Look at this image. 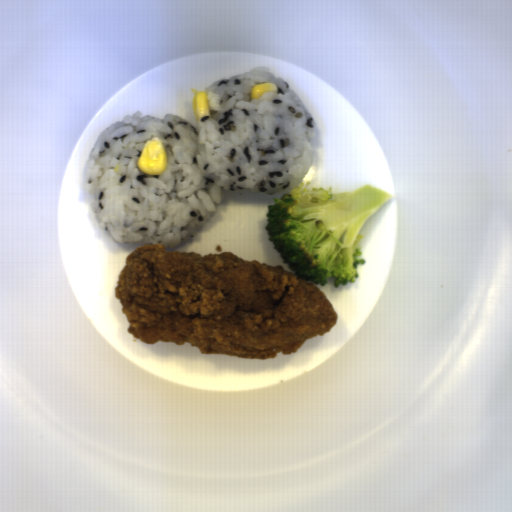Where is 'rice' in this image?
I'll use <instances>...</instances> for the list:
<instances>
[{
  "label": "rice",
  "mask_w": 512,
  "mask_h": 512,
  "mask_svg": "<svg viewBox=\"0 0 512 512\" xmlns=\"http://www.w3.org/2000/svg\"><path fill=\"white\" fill-rule=\"evenodd\" d=\"M276 92L251 99L260 83ZM210 115L181 117L137 110L107 126L87 160L85 188L101 229L118 243L174 248L207 224L224 192L261 195L295 190L310 172L317 130L293 87L266 66L208 85ZM167 150L166 170L136 166L145 143Z\"/></svg>",
  "instance_id": "1"
}]
</instances>
